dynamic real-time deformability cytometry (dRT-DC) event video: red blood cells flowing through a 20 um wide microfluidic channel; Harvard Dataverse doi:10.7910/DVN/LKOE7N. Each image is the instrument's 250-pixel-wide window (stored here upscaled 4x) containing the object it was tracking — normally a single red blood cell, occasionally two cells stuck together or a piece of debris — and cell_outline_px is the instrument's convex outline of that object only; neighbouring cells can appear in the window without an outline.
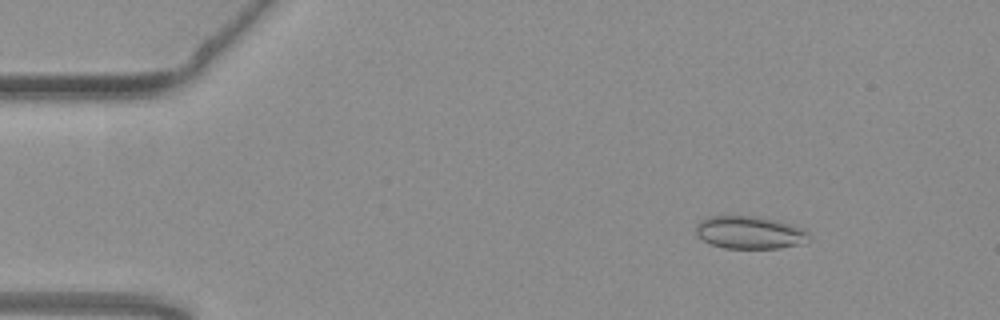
{"species": "common noctule bat (a hibernating species)", "species_latin": "Nyctalus noctula", "temperature_condition": "warm", "stored_images_in_passage": 50, "camera_frame_rate_fps": 3000, "um_per_image_px": 0.085, "animal": {"sex": "female", "body_mass_g": 19.3, "forearm_length_mm": 54.1}, "frame": {"image": 1, "passage_image": 3, "time_ms": 0.667, "image_size_px": [1000, 320], "cell_outline_px": [[812, 240], [804, 244], [780, 248], [724, 248], [712, 244], [696, 236], [696, 224], [700, 220], [708, 216], [760, 216], [792, 224], [804, 228], [812, 236]], "centroid_in_image_um": [63.79, 19.76], "position_along_channel_um": 21.2, "area_um2": 22.02}}
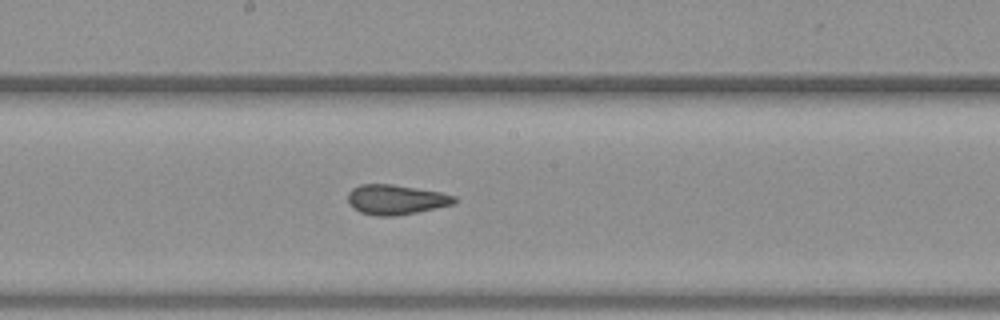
{"frame": {"image": 2, "passage_image": 25, "time_ms": 8.0, "image_size_px": [1000, 320], "cell_outline_px": [[456, 204], [416, 212], [392, 216], [376, 216], [360, 212], [352, 208], [348, 204], [348, 192], [352, 188], [360, 184], [392, 184], [440, 192], [456, 196]], "centroid_in_image_um": [33.63, 16.96], "position_along_channel_um": 214.6, "area_um2": 18.61}}
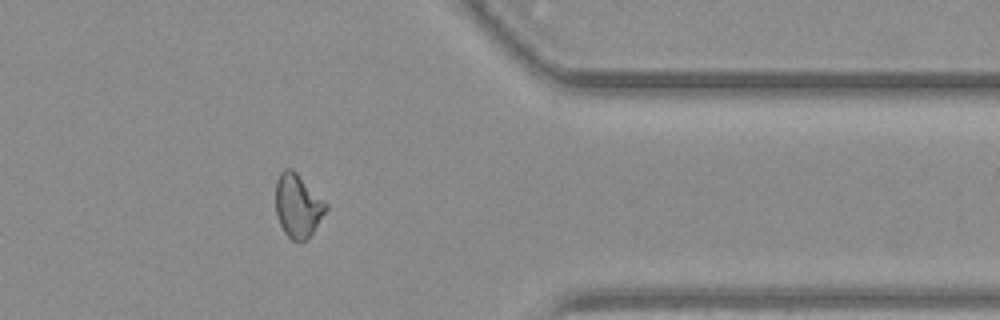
{"frame": {"image": 3, "passage_image": 40, "time_ms": 13.0, "image_size_px": [1000, 320], "cell_outline_px": [[328, 208], [308, 240], [300, 244], [292, 240], [284, 232], [276, 216], [276, 180], [280, 172], [284, 168], [292, 168], [328, 204]], "centroid_in_image_um": [25.31, 17.51], "position_along_channel_um": 386.1, "area_um2": 18.84}, "authors_computed_cell_mechanics": {"area_um2": 19.1318, "velocity_mm_per_s": 3.7718, "shape_relaxation_time_tau1_ms": 4.6475, "shape_relaxation_time_tau2_ms": 1.5536, "deformation_change_tau1": 0.0759, "deformation_change_tau2": 0.071}}